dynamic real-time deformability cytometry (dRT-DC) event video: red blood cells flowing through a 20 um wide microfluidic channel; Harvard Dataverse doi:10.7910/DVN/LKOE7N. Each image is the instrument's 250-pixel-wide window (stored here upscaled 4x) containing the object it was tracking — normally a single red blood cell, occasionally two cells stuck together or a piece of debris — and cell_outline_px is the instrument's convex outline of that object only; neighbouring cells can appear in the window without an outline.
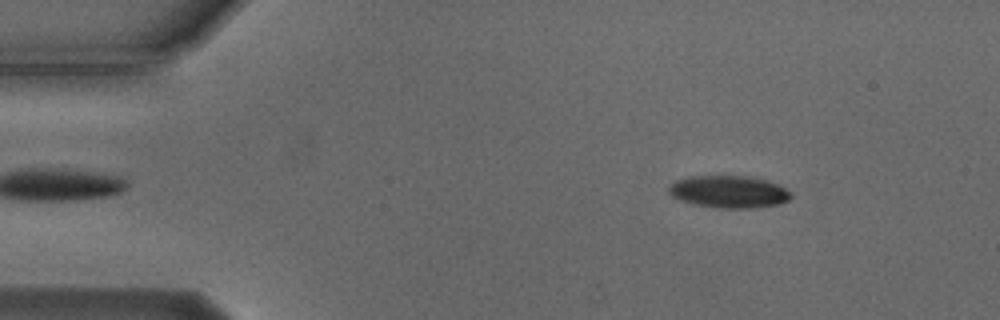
{"species": "Egyptian fruit bat (a non-hibernating species)", "species_latin": "Rousettus aegyptiacus", "temperature_condition": "cold", "stored_images_in_passage": 54, "camera_frame_rate_fps": 3000, "um_per_image_px": 0.085, "animal": {"sex": "male"}, "frame": {"image": 1, "passage_image": 7, "time_ms": 2.0, "image_size_px": [1000, 320], "cell_outline_px": [[792, 196], [788, 200], [780, 204], [748, 208], [716, 208], [696, 204], [680, 200], [672, 196], [668, 192], [668, 188], [676, 180], [688, 176], [748, 176], [768, 180], [780, 184], [792, 192]], "centroid_in_image_um": [61.99, 16.29], "position_along_channel_um": 23.0, "area_um2": 23.12}}
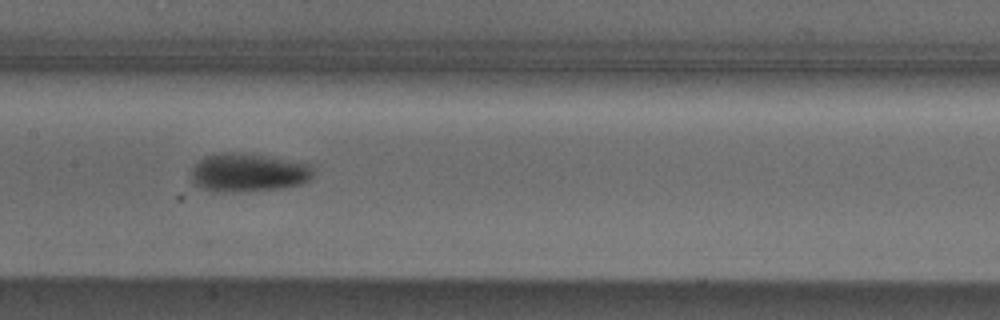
{"frame": {"image": 2, "passage_image": 26, "time_ms": 8.333, "image_size_px": [1000, 320], "cell_outline_px": [[312, 176], [308, 180], [300, 184], [280, 188], [236, 192], [212, 192], [200, 188], [192, 180], [192, 168], [204, 156], [224, 152], [236, 152], [264, 156], [312, 164]], "centroid_in_image_um": [21.06, 14.68], "position_along_channel_um": 186.3, "area_um2": 27.22}}
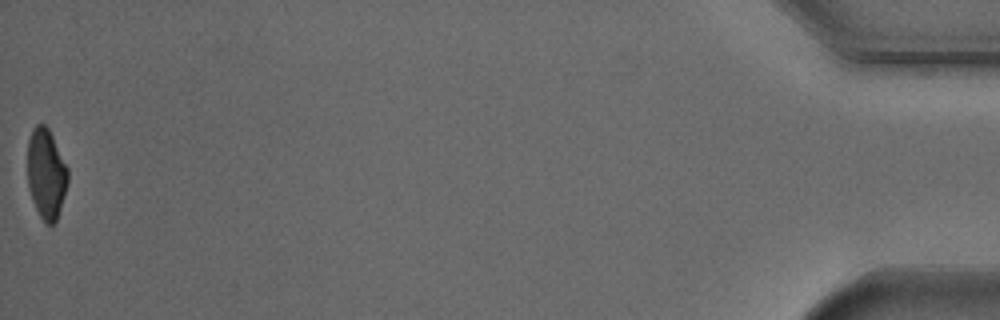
{"frame": {"image": 3, "passage_image": 54, "time_ms": 17.667, "image_size_px": [1000, 320], "cell_outline_px": [[68, 180], [60, 208], [56, 220], [52, 224], [48, 224], [40, 216], [32, 200], [28, 188], [28, 140], [32, 128], [36, 124], [44, 124], [48, 128], [68, 168]], "centroid_in_image_um": [3.91, 14.74], "position_along_channel_um": 431.3, "area_um2": 20.92}, "authors_computed_cell_mechanics": {"area_um2": 24.1026, "velocity_mm_per_s": 3.7475, "shape_relaxation_time_tau1_ms": 3.5719, "shape_relaxation_time_tau2_ms": null, "deformation_change_tau1": 0.1175, "deformation_change_tau2": null}}